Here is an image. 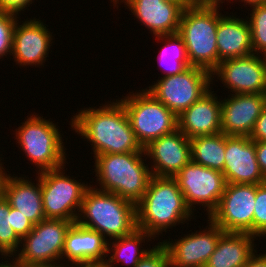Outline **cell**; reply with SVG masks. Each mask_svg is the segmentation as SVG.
Masks as SVG:
<instances>
[{
    "instance_id": "6da1fadb",
    "label": "cell",
    "mask_w": 266,
    "mask_h": 267,
    "mask_svg": "<svg viewBox=\"0 0 266 267\" xmlns=\"http://www.w3.org/2000/svg\"><path fill=\"white\" fill-rule=\"evenodd\" d=\"M117 100L96 109L79 110L71 119L72 130L91 143L94 156L145 153L132 130L123 103Z\"/></svg>"
},
{
    "instance_id": "7a4b0ae2",
    "label": "cell",
    "mask_w": 266,
    "mask_h": 267,
    "mask_svg": "<svg viewBox=\"0 0 266 267\" xmlns=\"http://www.w3.org/2000/svg\"><path fill=\"white\" fill-rule=\"evenodd\" d=\"M192 211L173 177L152 176L143 198L136 204V225L154 238L186 220Z\"/></svg>"
},
{
    "instance_id": "3957f363",
    "label": "cell",
    "mask_w": 266,
    "mask_h": 267,
    "mask_svg": "<svg viewBox=\"0 0 266 267\" xmlns=\"http://www.w3.org/2000/svg\"><path fill=\"white\" fill-rule=\"evenodd\" d=\"M92 185L86 190L77 223L98 231L106 239L131 234L136 228V204Z\"/></svg>"
},
{
    "instance_id": "277c9868",
    "label": "cell",
    "mask_w": 266,
    "mask_h": 267,
    "mask_svg": "<svg viewBox=\"0 0 266 267\" xmlns=\"http://www.w3.org/2000/svg\"><path fill=\"white\" fill-rule=\"evenodd\" d=\"M145 153L100 154L94 156L95 177L100 191L117 194L137 204L144 196L152 172L144 163Z\"/></svg>"
},
{
    "instance_id": "5b68a950",
    "label": "cell",
    "mask_w": 266,
    "mask_h": 267,
    "mask_svg": "<svg viewBox=\"0 0 266 267\" xmlns=\"http://www.w3.org/2000/svg\"><path fill=\"white\" fill-rule=\"evenodd\" d=\"M220 6L195 5L183 10L178 35L191 66L212 72L219 64L216 31Z\"/></svg>"
},
{
    "instance_id": "8992f818",
    "label": "cell",
    "mask_w": 266,
    "mask_h": 267,
    "mask_svg": "<svg viewBox=\"0 0 266 267\" xmlns=\"http://www.w3.org/2000/svg\"><path fill=\"white\" fill-rule=\"evenodd\" d=\"M31 115L16 128L15 139L19 148L22 147L26 158L39 168L38 172L64 167L67 149L61 131L50 119L34 113Z\"/></svg>"
},
{
    "instance_id": "52a82bcc",
    "label": "cell",
    "mask_w": 266,
    "mask_h": 267,
    "mask_svg": "<svg viewBox=\"0 0 266 267\" xmlns=\"http://www.w3.org/2000/svg\"><path fill=\"white\" fill-rule=\"evenodd\" d=\"M129 92L120 99L125 108L136 139L144 148L152 140L178 129L177 115L170 111L150 92ZM133 93V94H132Z\"/></svg>"
},
{
    "instance_id": "ba28073f",
    "label": "cell",
    "mask_w": 266,
    "mask_h": 267,
    "mask_svg": "<svg viewBox=\"0 0 266 267\" xmlns=\"http://www.w3.org/2000/svg\"><path fill=\"white\" fill-rule=\"evenodd\" d=\"M211 82L210 71L189 66L179 74L161 77L146 90L178 116L211 89Z\"/></svg>"
},
{
    "instance_id": "9c48e42d",
    "label": "cell",
    "mask_w": 266,
    "mask_h": 267,
    "mask_svg": "<svg viewBox=\"0 0 266 267\" xmlns=\"http://www.w3.org/2000/svg\"><path fill=\"white\" fill-rule=\"evenodd\" d=\"M63 169L40 172L43 211L45 218L65 219L75 223L84 194L90 186L65 176Z\"/></svg>"
},
{
    "instance_id": "30bf717a",
    "label": "cell",
    "mask_w": 266,
    "mask_h": 267,
    "mask_svg": "<svg viewBox=\"0 0 266 267\" xmlns=\"http://www.w3.org/2000/svg\"><path fill=\"white\" fill-rule=\"evenodd\" d=\"M173 178L177 181L192 213L196 210L194 205L198 204L207 208L208 218L218 207L227 185L222 172L204 167L192 160Z\"/></svg>"
},
{
    "instance_id": "8fae6325",
    "label": "cell",
    "mask_w": 266,
    "mask_h": 267,
    "mask_svg": "<svg viewBox=\"0 0 266 267\" xmlns=\"http://www.w3.org/2000/svg\"><path fill=\"white\" fill-rule=\"evenodd\" d=\"M73 221L45 218L21 239V249L14 255L20 263L61 262L65 238Z\"/></svg>"
},
{
    "instance_id": "7c38bea8",
    "label": "cell",
    "mask_w": 266,
    "mask_h": 267,
    "mask_svg": "<svg viewBox=\"0 0 266 267\" xmlns=\"http://www.w3.org/2000/svg\"><path fill=\"white\" fill-rule=\"evenodd\" d=\"M255 199L256 185L228 183L209 218L224 232L253 235Z\"/></svg>"
},
{
    "instance_id": "4fadbf2b",
    "label": "cell",
    "mask_w": 266,
    "mask_h": 267,
    "mask_svg": "<svg viewBox=\"0 0 266 267\" xmlns=\"http://www.w3.org/2000/svg\"><path fill=\"white\" fill-rule=\"evenodd\" d=\"M261 56L223 60L211 72L212 80L216 76L233 94H266V57Z\"/></svg>"
},
{
    "instance_id": "5bb4252c",
    "label": "cell",
    "mask_w": 266,
    "mask_h": 267,
    "mask_svg": "<svg viewBox=\"0 0 266 267\" xmlns=\"http://www.w3.org/2000/svg\"><path fill=\"white\" fill-rule=\"evenodd\" d=\"M203 231L189 233L170 242L166 239L163 244L168 250L170 267H204L210 255L217 247L219 237L224 231L210 218Z\"/></svg>"
},
{
    "instance_id": "9a60e30c",
    "label": "cell",
    "mask_w": 266,
    "mask_h": 267,
    "mask_svg": "<svg viewBox=\"0 0 266 267\" xmlns=\"http://www.w3.org/2000/svg\"><path fill=\"white\" fill-rule=\"evenodd\" d=\"M145 157L152 159L153 176L174 177L191 161L190 139L180 130L152 140L144 147Z\"/></svg>"
},
{
    "instance_id": "2e32d148",
    "label": "cell",
    "mask_w": 266,
    "mask_h": 267,
    "mask_svg": "<svg viewBox=\"0 0 266 267\" xmlns=\"http://www.w3.org/2000/svg\"><path fill=\"white\" fill-rule=\"evenodd\" d=\"M222 173L227 184L258 185L266 182L256 159L253 140L246 136L226 135L225 163Z\"/></svg>"
},
{
    "instance_id": "e0dca14e",
    "label": "cell",
    "mask_w": 266,
    "mask_h": 267,
    "mask_svg": "<svg viewBox=\"0 0 266 267\" xmlns=\"http://www.w3.org/2000/svg\"><path fill=\"white\" fill-rule=\"evenodd\" d=\"M230 95L221 101V133L249 137L266 107V94Z\"/></svg>"
},
{
    "instance_id": "ac0fdd59",
    "label": "cell",
    "mask_w": 266,
    "mask_h": 267,
    "mask_svg": "<svg viewBox=\"0 0 266 267\" xmlns=\"http://www.w3.org/2000/svg\"><path fill=\"white\" fill-rule=\"evenodd\" d=\"M17 20L12 42L14 62L20 66L35 67L43 65L48 56L50 44L53 40L50 30L41 22L42 20L30 19L19 25ZM49 30V31H48Z\"/></svg>"
},
{
    "instance_id": "d6986e66",
    "label": "cell",
    "mask_w": 266,
    "mask_h": 267,
    "mask_svg": "<svg viewBox=\"0 0 266 267\" xmlns=\"http://www.w3.org/2000/svg\"><path fill=\"white\" fill-rule=\"evenodd\" d=\"M124 3L131 12L155 36L171 35L178 32L183 8L164 0H117Z\"/></svg>"
},
{
    "instance_id": "ffe728a7",
    "label": "cell",
    "mask_w": 266,
    "mask_h": 267,
    "mask_svg": "<svg viewBox=\"0 0 266 267\" xmlns=\"http://www.w3.org/2000/svg\"><path fill=\"white\" fill-rule=\"evenodd\" d=\"M211 89L177 116L178 130L189 139L221 133V100Z\"/></svg>"
},
{
    "instance_id": "44dd1931",
    "label": "cell",
    "mask_w": 266,
    "mask_h": 267,
    "mask_svg": "<svg viewBox=\"0 0 266 267\" xmlns=\"http://www.w3.org/2000/svg\"><path fill=\"white\" fill-rule=\"evenodd\" d=\"M108 238L94 231L73 223L66 234L61 259L79 267L90 262H104L107 255ZM64 256V257H63ZM75 264V265H74Z\"/></svg>"
},
{
    "instance_id": "7402d4cb",
    "label": "cell",
    "mask_w": 266,
    "mask_h": 267,
    "mask_svg": "<svg viewBox=\"0 0 266 267\" xmlns=\"http://www.w3.org/2000/svg\"><path fill=\"white\" fill-rule=\"evenodd\" d=\"M35 183L23 176L7 174L3 183V195L9 205L21 212L35 225L45 219L43 211L40 172ZM26 178V179H24Z\"/></svg>"
},
{
    "instance_id": "603a6c76",
    "label": "cell",
    "mask_w": 266,
    "mask_h": 267,
    "mask_svg": "<svg viewBox=\"0 0 266 267\" xmlns=\"http://www.w3.org/2000/svg\"><path fill=\"white\" fill-rule=\"evenodd\" d=\"M219 63L226 59L247 57L253 54L248 19L219 13L216 31Z\"/></svg>"
},
{
    "instance_id": "cb8c5ba5",
    "label": "cell",
    "mask_w": 266,
    "mask_h": 267,
    "mask_svg": "<svg viewBox=\"0 0 266 267\" xmlns=\"http://www.w3.org/2000/svg\"><path fill=\"white\" fill-rule=\"evenodd\" d=\"M255 235L224 232L204 267H243L255 254Z\"/></svg>"
},
{
    "instance_id": "d4e9b609",
    "label": "cell",
    "mask_w": 266,
    "mask_h": 267,
    "mask_svg": "<svg viewBox=\"0 0 266 267\" xmlns=\"http://www.w3.org/2000/svg\"><path fill=\"white\" fill-rule=\"evenodd\" d=\"M145 239L149 242L152 241L151 239L155 238L144 230L138 228L129 235L113 239L112 243L108 242L107 244V255H109L110 252L112 253L105 261L113 267L116 266L114 264L118 262L125 263L126 266L135 267L141 258L151 250L142 248L141 245L143 242L145 244Z\"/></svg>"
},
{
    "instance_id": "484cf974",
    "label": "cell",
    "mask_w": 266,
    "mask_h": 267,
    "mask_svg": "<svg viewBox=\"0 0 266 267\" xmlns=\"http://www.w3.org/2000/svg\"><path fill=\"white\" fill-rule=\"evenodd\" d=\"M191 160L213 170L223 172L226 135L219 133L190 139Z\"/></svg>"
},
{
    "instance_id": "4316f807",
    "label": "cell",
    "mask_w": 266,
    "mask_h": 267,
    "mask_svg": "<svg viewBox=\"0 0 266 267\" xmlns=\"http://www.w3.org/2000/svg\"><path fill=\"white\" fill-rule=\"evenodd\" d=\"M155 37L158 41L161 40L162 43L163 41L167 42H164L165 45L159 52V62H163L162 64L165 65H163V67H166V70L163 71V73L165 74L163 75V77L179 74L187 67L191 66L188 61L185 44L183 42V39L178 35V33Z\"/></svg>"
},
{
    "instance_id": "83f0119b",
    "label": "cell",
    "mask_w": 266,
    "mask_h": 267,
    "mask_svg": "<svg viewBox=\"0 0 266 267\" xmlns=\"http://www.w3.org/2000/svg\"><path fill=\"white\" fill-rule=\"evenodd\" d=\"M20 245L21 238L11 227V206L3 197L0 200V254L4 256L2 260L16 255Z\"/></svg>"
},
{
    "instance_id": "f1b7e54d",
    "label": "cell",
    "mask_w": 266,
    "mask_h": 267,
    "mask_svg": "<svg viewBox=\"0 0 266 267\" xmlns=\"http://www.w3.org/2000/svg\"><path fill=\"white\" fill-rule=\"evenodd\" d=\"M250 18L248 20L253 54L266 57V4L251 7Z\"/></svg>"
},
{
    "instance_id": "f546056e",
    "label": "cell",
    "mask_w": 266,
    "mask_h": 267,
    "mask_svg": "<svg viewBox=\"0 0 266 267\" xmlns=\"http://www.w3.org/2000/svg\"><path fill=\"white\" fill-rule=\"evenodd\" d=\"M253 215V235L266 236V182L256 185V199Z\"/></svg>"
},
{
    "instance_id": "4dcf8cb0",
    "label": "cell",
    "mask_w": 266,
    "mask_h": 267,
    "mask_svg": "<svg viewBox=\"0 0 266 267\" xmlns=\"http://www.w3.org/2000/svg\"><path fill=\"white\" fill-rule=\"evenodd\" d=\"M17 19L16 15L0 12V59L12 53L13 32Z\"/></svg>"
},
{
    "instance_id": "1f68e13d",
    "label": "cell",
    "mask_w": 266,
    "mask_h": 267,
    "mask_svg": "<svg viewBox=\"0 0 266 267\" xmlns=\"http://www.w3.org/2000/svg\"><path fill=\"white\" fill-rule=\"evenodd\" d=\"M135 267H170L167 248L162 242H158L141 258Z\"/></svg>"
},
{
    "instance_id": "d6a6232c",
    "label": "cell",
    "mask_w": 266,
    "mask_h": 267,
    "mask_svg": "<svg viewBox=\"0 0 266 267\" xmlns=\"http://www.w3.org/2000/svg\"><path fill=\"white\" fill-rule=\"evenodd\" d=\"M11 227L22 239L32 231L34 224L22 215L19 210L11 207Z\"/></svg>"
},
{
    "instance_id": "836d02e7",
    "label": "cell",
    "mask_w": 266,
    "mask_h": 267,
    "mask_svg": "<svg viewBox=\"0 0 266 267\" xmlns=\"http://www.w3.org/2000/svg\"><path fill=\"white\" fill-rule=\"evenodd\" d=\"M34 0H0V12L18 15L29 7Z\"/></svg>"
},
{
    "instance_id": "e575fe53",
    "label": "cell",
    "mask_w": 266,
    "mask_h": 267,
    "mask_svg": "<svg viewBox=\"0 0 266 267\" xmlns=\"http://www.w3.org/2000/svg\"><path fill=\"white\" fill-rule=\"evenodd\" d=\"M249 138L253 141H266V107L255 122Z\"/></svg>"
},
{
    "instance_id": "d590c367",
    "label": "cell",
    "mask_w": 266,
    "mask_h": 267,
    "mask_svg": "<svg viewBox=\"0 0 266 267\" xmlns=\"http://www.w3.org/2000/svg\"><path fill=\"white\" fill-rule=\"evenodd\" d=\"M256 149V159L260 170L266 178V141H254Z\"/></svg>"
},
{
    "instance_id": "8d00e7d4",
    "label": "cell",
    "mask_w": 266,
    "mask_h": 267,
    "mask_svg": "<svg viewBox=\"0 0 266 267\" xmlns=\"http://www.w3.org/2000/svg\"><path fill=\"white\" fill-rule=\"evenodd\" d=\"M243 267H266V253L260 255L256 251Z\"/></svg>"
},
{
    "instance_id": "74e56055",
    "label": "cell",
    "mask_w": 266,
    "mask_h": 267,
    "mask_svg": "<svg viewBox=\"0 0 266 267\" xmlns=\"http://www.w3.org/2000/svg\"><path fill=\"white\" fill-rule=\"evenodd\" d=\"M60 262H53V263H20V267H73L69 266L67 261L66 263H61ZM64 264V265H63ZM67 264V265H65ZM63 265V266H62Z\"/></svg>"
},
{
    "instance_id": "f35d334b",
    "label": "cell",
    "mask_w": 266,
    "mask_h": 267,
    "mask_svg": "<svg viewBox=\"0 0 266 267\" xmlns=\"http://www.w3.org/2000/svg\"><path fill=\"white\" fill-rule=\"evenodd\" d=\"M225 0H192L195 5L220 6ZM228 1V0H227Z\"/></svg>"
},
{
    "instance_id": "ab89813d",
    "label": "cell",
    "mask_w": 266,
    "mask_h": 267,
    "mask_svg": "<svg viewBox=\"0 0 266 267\" xmlns=\"http://www.w3.org/2000/svg\"><path fill=\"white\" fill-rule=\"evenodd\" d=\"M3 163H1L0 161V197H4L3 195V183H4V180L7 176V172H5L4 168L2 166Z\"/></svg>"
},
{
    "instance_id": "60d3db41",
    "label": "cell",
    "mask_w": 266,
    "mask_h": 267,
    "mask_svg": "<svg viewBox=\"0 0 266 267\" xmlns=\"http://www.w3.org/2000/svg\"><path fill=\"white\" fill-rule=\"evenodd\" d=\"M167 2H172L180 5L183 9L188 8L193 5L192 0H164Z\"/></svg>"
},
{
    "instance_id": "b9f144b4",
    "label": "cell",
    "mask_w": 266,
    "mask_h": 267,
    "mask_svg": "<svg viewBox=\"0 0 266 267\" xmlns=\"http://www.w3.org/2000/svg\"><path fill=\"white\" fill-rule=\"evenodd\" d=\"M0 267H20V262L13 256L12 261H10V263L9 261L1 262Z\"/></svg>"
},
{
    "instance_id": "7bdbcfd3",
    "label": "cell",
    "mask_w": 266,
    "mask_h": 267,
    "mask_svg": "<svg viewBox=\"0 0 266 267\" xmlns=\"http://www.w3.org/2000/svg\"><path fill=\"white\" fill-rule=\"evenodd\" d=\"M229 1H231V0H229ZM232 2H233V0H232ZM241 2H244V4L246 3V5L248 4L250 7L266 4V0H241Z\"/></svg>"
},
{
    "instance_id": "ee69618b",
    "label": "cell",
    "mask_w": 266,
    "mask_h": 267,
    "mask_svg": "<svg viewBox=\"0 0 266 267\" xmlns=\"http://www.w3.org/2000/svg\"><path fill=\"white\" fill-rule=\"evenodd\" d=\"M79 267H113V266L109 265L106 261H104V262H90L88 264H84Z\"/></svg>"
}]
</instances>
